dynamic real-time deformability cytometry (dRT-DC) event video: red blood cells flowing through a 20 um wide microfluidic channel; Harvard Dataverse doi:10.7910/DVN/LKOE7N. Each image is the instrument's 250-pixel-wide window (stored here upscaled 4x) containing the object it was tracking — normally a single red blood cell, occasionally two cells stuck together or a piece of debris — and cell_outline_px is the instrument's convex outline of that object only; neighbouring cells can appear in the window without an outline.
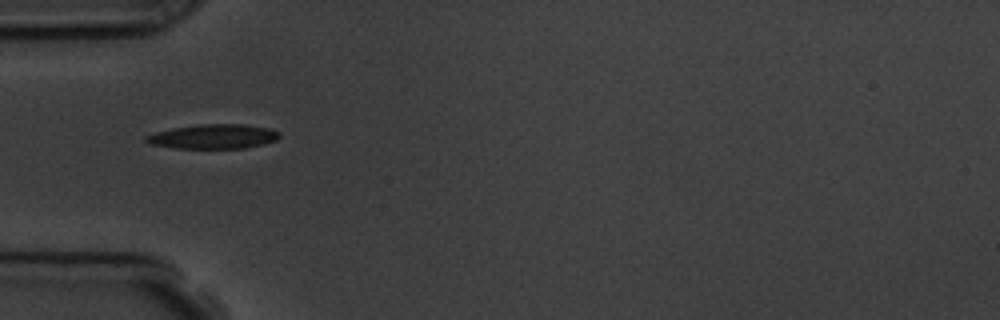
{"species": "common noctule bat (a hibernating species)", "species_latin": "Nyctalus noctula", "temperature_condition": "room temperature", "stored_images_in_passage": 8, "camera_frame_rate_fps": 3000, "um_per_image_px": 0.085, "animal": {"sex": "male", "body_mass_g": 19.5, "forearm_length_mm": 54.6}, "frame": {"image": 1, "passage_image": 3, "time_ms": 2.333, "image_size_px": [1000, 320], "cell_outline_px": [[280, 136], [276, 140], [264, 144], [244, 148], [176, 148], [152, 144], [144, 140], [144, 136], [156, 132], [172, 128], [200, 124], [244, 124], [268, 128], [280, 132]], "centroid_in_image_um": [18.15, 11.6], "position_along_channel_um": 66.9, "area_um2": 18.96}}
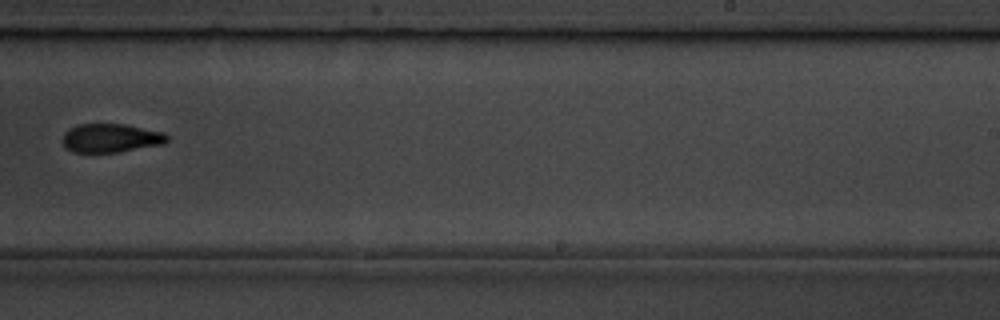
{"frame": {"image": 2, "passage_image": 8, "time_ms": 8.0, "image_size_px": [1000, 320], "cell_outline_px": [[168, 140], [164, 144], [120, 152], [72, 152], [64, 148], [64, 132], [68, 128], [80, 124], [124, 124], [164, 132], [168, 136]], "centroid_in_image_um": [9.43, 11.74], "position_along_channel_um": 279.6, "area_um2": 17.57}}